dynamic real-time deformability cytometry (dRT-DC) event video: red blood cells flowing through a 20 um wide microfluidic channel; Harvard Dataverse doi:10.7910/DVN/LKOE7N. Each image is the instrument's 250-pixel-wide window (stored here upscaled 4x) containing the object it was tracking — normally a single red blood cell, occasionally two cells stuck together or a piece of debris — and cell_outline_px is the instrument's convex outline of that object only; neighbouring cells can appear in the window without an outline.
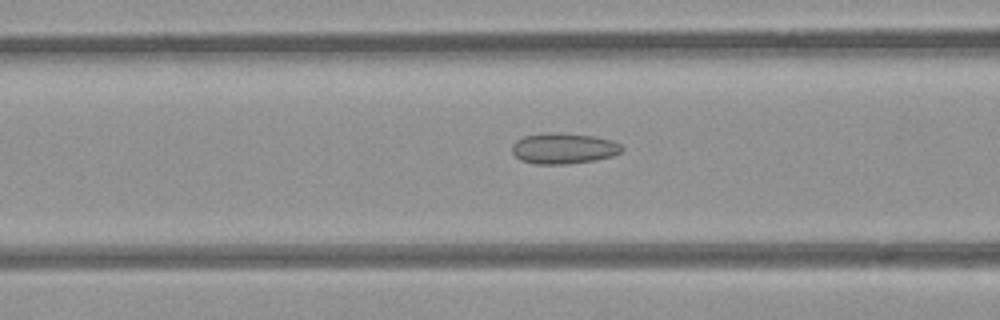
{"species": "common noctule bat (a hibernating species)", "species_latin": "Nyctalus noctula", "temperature_condition": "room temperature", "stored_images_in_passage": 21, "camera_frame_rate_fps": 3000, "um_per_image_px": 0.085, "animal": {"sex": "female", "body_mass_g": 21.9}, "frame": {"image": 1, "passage_image": 9, "time_ms": 2.667, "image_size_px": [1000, 320], "cell_outline_px": [[624, 148], [620, 152], [612, 156], [596, 160], [568, 164], [536, 164], [520, 160], [512, 152], [512, 144], [516, 140], [524, 136], [552, 132], [596, 136], [612, 140], [620, 144]], "centroid_in_image_um": [47.91, 12.62], "position_along_channel_um": 118.7, "area_um2": 19.77}}
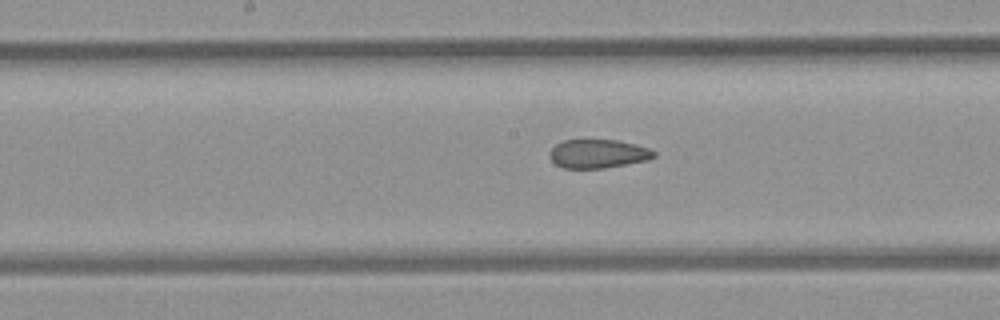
{"frame": {"image": 2, "passage_image": 15, "time_ms": 4.667, "image_size_px": [1000, 320], "cell_outline_px": [[656, 156], [648, 160], [604, 168], [564, 168], [556, 164], [548, 156], [552, 148], [556, 144], [564, 140], [616, 140], [636, 144], [648, 148], [656, 152]], "centroid_in_image_um": [50.84, 13.07], "position_along_channel_um": 197.4, "area_um2": 17.4}}
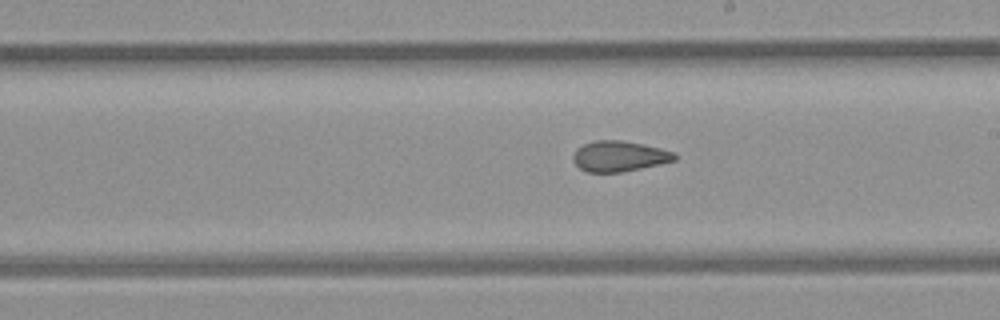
{"frame": {"image": 3, "passage_image": 18, "time_ms": 5.667, "image_size_px": [1000, 320], "cell_outline_px": [[676, 160], [640, 168], [620, 172], [588, 172], [580, 168], [572, 160], [572, 156], [576, 148], [584, 144], [596, 140], [620, 140], [644, 144], [660, 148], [672, 152], [676, 156]], "centroid_in_image_um": [52.59, 13.27], "position_along_channel_um": 236.4, "area_um2": 17.92}}